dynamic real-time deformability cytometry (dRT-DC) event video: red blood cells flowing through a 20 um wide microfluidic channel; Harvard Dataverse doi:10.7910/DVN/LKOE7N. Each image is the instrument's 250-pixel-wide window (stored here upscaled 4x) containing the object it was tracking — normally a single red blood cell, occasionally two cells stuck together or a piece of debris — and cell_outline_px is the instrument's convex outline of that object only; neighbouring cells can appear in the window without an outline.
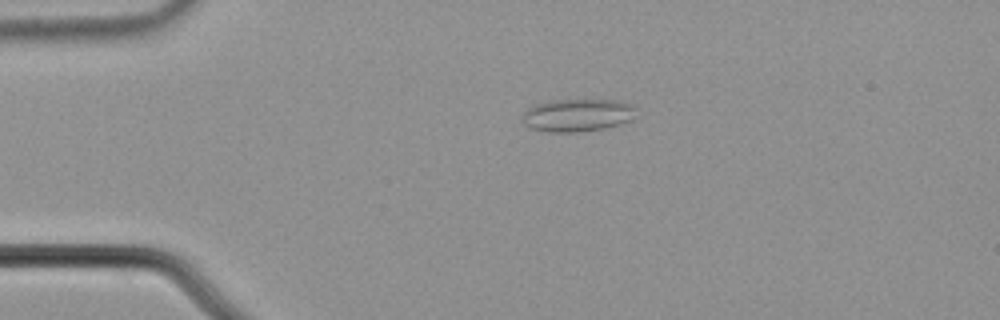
{"species": "common noctule bat (a hibernating species)", "species_latin": "Nyctalus noctula", "temperature_condition": "cold", "stored_images_in_passage": 3, "camera_frame_rate_fps": 3000, "um_per_image_px": 0.085, "animal": {"sex": "male", "body_mass_g": 21.5, "forearm_length_mm": 52.0}, "frame": {"image": 1, "passage_image": 2, "time_ms": 0.333, "image_size_px": [1000, 320], "cell_outline_px": [[636, 108], [632, 120], [620, 124], [604, 128], [580, 132], [548, 132], [528, 128], [524, 124], [524, 112], [528, 108], [536, 104], [552, 100], [616, 100], [636, 104]], "centroid_in_image_um": [49.12, 9.79], "position_along_channel_um": 35.9, "area_um2": 21.85}}